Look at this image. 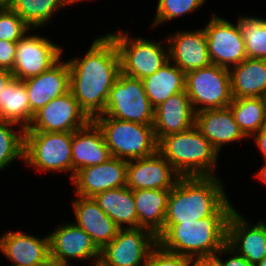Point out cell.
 Instances as JSON below:
<instances>
[{
  "label": "cell",
  "mask_w": 266,
  "mask_h": 266,
  "mask_svg": "<svg viewBox=\"0 0 266 266\" xmlns=\"http://www.w3.org/2000/svg\"><path fill=\"white\" fill-rule=\"evenodd\" d=\"M235 122L248 138L266 125L265 107L262 97L233 98L228 106Z\"/></svg>",
  "instance_id": "cell-30"
},
{
  "label": "cell",
  "mask_w": 266,
  "mask_h": 266,
  "mask_svg": "<svg viewBox=\"0 0 266 266\" xmlns=\"http://www.w3.org/2000/svg\"><path fill=\"white\" fill-rule=\"evenodd\" d=\"M185 92L195 112L227 108L233 99L230 71L228 68L212 63L206 67L188 71Z\"/></svg>",
  "instance_id": "cell-7"
},
{
  "label": "cell",
  "mask_w": 266,
  "mask_h": 266,
  "mask_svg": "<svg viewBox=\"0 0 266 266\" xmlns=\"http://www.w3.org/2000/svg\"><path fill=\"white\" fill-rule=\"evenodd\" d=\"M229 71L233 98L262 97L266 94V60L247 57Z\"/></svg>",
  "instance_id": "cell-25"
},
{
  "label": "cell",
  "mask_w": 266,
  "mask_h": 266,
  "mask_svg": "<svg viewBox=\"0 0 266 266\" xmlns=\"http://www.w3.org/2000/svg\"><path fill=\"white\" fill-rule=\"evenodd\" d=\"M12 78H13L12 71L0 68V93Z\"/></svg>",
  "instance_id": "cell-41"
},
{
  "label": "cell",
  "mask_w": 266,
  "mask_h": 266,
  "mask_svg": "<svg viewBox=\"0 0 266 266\" xmlns=\"http://www.w3.org/2000/svg\"><path fill=\"white\" fill-rule=\"evenodd\" d=\"M50 260L59 263H69L68 259H95L94 265L100 261V249L91 237L75 223L59 225L55 231L48 234Z\"/></svg>",
  "instance_id": "cell-14"
},
{
  "label": "cell",
  "mask_w": 266,
  "mask_h": 266,
  "mask_svg": "<svg viewBox=\"0 0 266 266\" xmlns=\"http://www.w3.org/2000/svg\"><path fill=\"white\" fill-rule=\"evenodd\" d=\"M230 215H211L181 224H164L157 236L166 251L196 258H213L226 245Z\"/></svg>",
  "instance_id": "cell-3"
},
{
  "label": "cell",
  "mask_w": 266,
  "mask_h": 266,
  "mask_svg": "<svg viewBox=\"0 0 266 266\" xmlns=\"http://www.w3.org/2000/svg\"><path fill=\"white\" fill-rule=\"evenodd\" d=\"M127 163L111 157L101 164L78 170L71 180L77 196L95 197L104 191L126 186Z\"/></svg>",
  "instance_id": "cell-15"
},
{
  "label": "cell",
  "mask_w": 266,
  "mask_h": 266,
  "mask_svg": "<svg viewBox=\"0 0 266 266\" xmlns=\"http://www.w3.org/2000/svg\"><path fill=\"white\" fill-rule=\"evenodd\" d=\"M195 125L218 153L225 144L247 138L229 107L196 112Z\"/></svg>",
  "instance_id": "cell-24"
},
{
  "label": "cell",
  "mask_w": 266,
  "mask_h": 266,
  "mask_svg": "<svg viewBox=\"0 0 266 266\" xmlns=\"http://www.w3.org/2000/svg\"><path fill=\"white\" fill-rule=\"evenodd\" d=\"M10 0H0V5L7 4Z\"/></svg>",
  "instance_id": "cell-47"
},
{
  "label": "cell",
  "mask_w": 266,
  "mask_h": 266,
  "mask_svg": "<svg viewBox=\"0 0 266 266\" xmlns=\"http://www.w3.org/2000/svg\"><path fill=\"white\" fill-rule=\"evenodd\" d=\"M91 119L79 107L73 93L52 99L34 113L25 131L74 132L85 127Z\"/></svg>",
  "instance_id": "cell-12"
},
{
  "label": "cell",
  "mask_w": 266,
  "mask_h": 266,
  "mask_svg": "<svg viewBox=\"0 0 266 266\" xmlns=\"http://www.w3.org/2000/svg\"><path fill=\"white\" fill-rule=\"evenodd\" d=\"M111 157L101 130L92 120L85 127L73 132L72 179L78 170L101 164Z\"/></svg>",
  "instance_id": "cell-23"
},
{
  "label": "cell",
  "mask_w": 266,
  "mask_h": 266,
  "mask_svg": "<svg viewBox=\"0 0 266 266\" xmlns=\"http://www.w3.org/2000/svg\"><path fill=\"white\" fill-rule=\"evenodd\" d=\"M191 257L172 253L157 244L150 252L145 266H190Z\"/></svg>",
  "instance_id": "cell-36"
},
{
  "label": "cell",
  "mask_w": 266,
  "mask_h": 266,
  "mask_svg": "<svg viewBox=\"0 0 266 266\" xmlns=\"http://www.w3.org/2000/svg\"><path fill=\"white\" fill-rule=\"evenodd\" d=\"M42 266H69V264H67V263H59V262H55L53 260H49L46 264H44Z\"/></svg>",
  "instance_id": "cell-43"
},
{
  "label": "cell",
  "mask_w": 266,
  "mask_h": 266,
  "mask_svg": "<svg viewBox=\"0 0 266 266\" xmlns=\"http://www.w3.org/2000/svg\"><path fill=\"white\" fill-rule=\"evenodd\" d=\"M212 64L230 69L247 58L240 27L214 13L204 28Z\"/></svg>",
  "instance_id": "cell-11"
},
{
  "label": "cell",
  "mask_w": 266,
  "mask_h": 266,
  "mask_svg": "<svg viewBox=\"0 0 266 266\" xmlns=\"http://www.w3.org/2000/svg\"><path fill=\"white\" fill-rule=\"evenodd\" d=\"M251 138L254 139L256 146L264 157L263 159L266 160V125L252 135Z\"/></svg>",
  "instance_id": "cell-39"
},
{
  "label": "cell",
  "mask_w": 266,
  "mask_h": 266,
  "mask_svg": "<svg viewBox=\"0 0 266 266\" xmlns=\"http://www.w3.org/2000/svg\"><path fill=\"white\" fill-rule=\"evenodd\" d=\"M205 0H158L157 10L152 26L174 20L186 13L202 7Z\"/></svg>",
  "instance_id": "cell-34"
},
{
  "label": "cell",
  "mask_w": 266,
  "mask_h": 266,
  "mask_svg": "<svg viewBox=\"0 0 266 266\" xmlns=\"http://www.w3.org/2000/svg\"><path fill=\"white\" fill-rule=\"evenodd\" d=\"M169 60L183 72L200 69L211 64L204 29L179 31L168 37Z\"/></svg>",
  "instance_id": "cell-18"
},
{
  "label": "cell",
  "mask_w": 266,
  "mask_h": 266,
  "mask_svg": "<svg viewBox=\"0 0 266 266\" xmlns=\"http://www.w3.org/2000/svg\"><path fill=\"white\" fill-rule=\"evenodd\" d=\"M219 253V254H218ZM222 253H226L229 255H233L232 257L230 256L229 259L223 261L221 260V255ZM235 254V255H234ZM220 266H255L254 264H251L246 258H244L242 255H239L238 253L234 252L227 244L224 245L213 257Z\"/></svg>",
  "instance_id": "cell-38"
},
{
  "label": "cell",
  "mask_w": 266,
  "mask_h": 266,
  "mask_svg": "<svg viewBox=\"0 0 266 266\" xmlns=\"http://www.w3.org/2000/svg\"><path fill=\"white\" fill-rule=\"evenodd\" d=\"M116 43L120 55L121 73L144 78L157 72L169 61V50L159 42L143 38H132L127 32L109 33Z\"/></svg>",
  "instance_id": "cell-9"
},
{
  "label": "cell",
  "mask_w": 266,
  "mask_h": 266,
  "mask_svg": "<svg viewBox=\"0 0 266 266\" xmlns=\"http://www.w3.org/2000/svg\"><path fill=\"white\" fill-rule=\"evenodd\" d=\"M30 102V110L36 113L52 99L70 91L68 62L59 60L47 71L23 80Z\"/></svg>",
  "instance_id": "cell-20"
},
{
  "label": "cell",
  "mask_w": 266,
  "mask_h": 266,
  "mask_svg": "<svg viewBox=\"0 0 266 266\" xmlns=\"http://www.w3.org/2000/svg\"><path fill=\"white\" fill-rule=\"evenodd\" d=\"M248 58L266 60V19L241 16L238 19Z\"/></svg>",
  "instance_id": "cell-32"
},
{
  "label": "cell",
  "mask_w": 266,
  "mask_h": 266,
  "mask_svg": "<svg viewBox=\"0 0 266 266\" xmlns=\"http://www.w3.org/2000/svg\"><path fill=\"white\" fill-rule=\"evenodd\" d=\"M73 206L75 224L91 237L100 250L116 237L120 228L100 209L93 197L78 196Z\"/></svg>",
  "instance_id": "cell-22"
},
{
  "label": "cell",
  "mask_w": 266,
  "mask_h": 266,
  "mask_svg": "<svg viewBox=\"0 0 266 266\" xmlns=\"http://www.w3.org/2000/svg\"><path fill=\"white\" fill-rule=\"evenodd\" d=\"M157 152L180 177H210L216 170L218 152L196 125L188 130L161 137Z\"/></svg>",
  "instance_id": "cell-4"
},
{
  "label": "cell",
  "mask_w": 266,
  "mask_h": 266,
  "mask_svg": "<svg viewBox=\"0 0 266 266\" xmlns=\"http://www.w3.org/2000/svg\"><path fill=\"white\" fill-rule=\"evenodd\" d=\"M33 116L24 82L13 77L0 93V120L27 129Z\"/></svg>",
  "instance_id": "cell-29"
},
{
  "label": "cell",
  "mask_w": 266,
  "mask_h": 266,
  "mask_svg": "<svg viewBox=\"0 0 266 266\" xmlns=\"http://www.w3.org/2000/svg\"><path fill=\"white\" fill-rule=\"evenodd\" d=\"M61 54L62 48L48 38L26 34L17 42L13 77L23 81L37 76L55 65Z\"/></svg>",
  "instance_id": "cell-13"
},
{
  "label": "cell",
  "mask_w": 266,
  "mask_h": 266,
  "mask_svg": "<svg viewBox=\"0 0 266 266\" xmlns=\"http://www.w3.org/2000/svg\"><path fill=\"white\" fill-rule=\"evenodd\" d=\"M157 237L144 228H120L116 237L100 250V266H145Z\"/></svg>",
  "instance_id": "cell-10"
},
{
  "label": "cell",
  "mask_w": 266,
  "mask_h": 266,
  "mask_svg": "<svg viewBox=\"0 0 266 266\" xmlns=\"http://www.w3.org/2000/svg\"><path fill=\"white\" fill-rule=\"evenodd\" d=\"M174 177V178H173ZM173 167L158 152L127 163L126 186L134 190H171L179 179Z\"/></svg>",
  "instance_id": "cell-17"
},
{
  "label": "cell",
  "mask_w": 266,
  "mask_h": 266,
  "mask_svg": "<svg viewBox=\"0 0 266 266\" xmlns=\"http://www.w3.org/2000/svg\"><path fill=\"white\" fill-rule=\"evenodd\" d=\"M16 51L17 42L0 40V68L13 70Z\"/></svg>",
  "instance_id": "cell-37"
},
{
  "label": "cell",
  "mask_w": 266,
  "mask_h": 266,
  "mask_svg": "<svg viewBox=\"0 0 266 266\" xmlns=\"http://www.w3.org/2000/svg\"><path fill=\"white\" fill-rule=\"evenodd\" d=\"M31 28L7 4L0 5V40L18 42Z\"/></svg>",
  "instance_id": "cell-35"
},
{
  "label": "cell",
  "mask_w": 266,
  "mask_h": 266,
  "mask_svg": "<svg viewBox=\"0 0 266 266\" xmlns=\"http://www.w3.org/2000/svg\"><path fill=\"white\" fill-rule=\"evenodd\" d=\"M73 132L25 131L24 163L44 171H71Z\"/></svg>",
  "instance_id": "cell-6"
},
{
  "label": "cell",
  "mask_w": 266,
  "mask_h": 266,
  "mask_svg": "<svg viewBox=\"0 0 266 266\" xmlns=\"http://www.w3.org/2000/svg\"><path fill=\"white\" fill-rule=\"evenodd\" d=\"M263 102H264V107H265V114H266V94L262 96Z\"/></svg>",
  "instance_id": "cell-45"
},
{
  "label": "cell",
  "mask_w": 266,
  "mask_h": 266,
  "mask_svg": "<svg viewBox=\"0 0 266 266\" xmlns=\"http://www.w3.org/2000/svg\"><path fill=\"white\" fill-rule=\"evenodd\" d=\"M92 121L101 130L112 157L130 161L157 152L158 141L153 125L115 119L103 114L94 117Z\"/></svg>",
  "instance_id": "cell-5"
},
{
  "label": "cell",
  "mask_w": 266,
  "mask_h": 266,
  "mask_svg": "<svg viewBox=\"0 0 266 266\" xmlns=\"http://www.w3.org/2000/svg\"><path fill=\"white\" fill-rule=\"evenodd\" d=\"M93 198L119 228H124L125 224L127 228H138L133 191L127 186L104 191Z\"/></svg>",
  "instance_id": "cell-27"
},
{
  "label": "cell",
  "mask_w": 266,
  "mask_h": 266,
  "mask_svg": "<svg viewBox=\"0 0 266 266\" xmlns=\"http://www.w3.org/2000/svg\"><path fill=\"white\" fill-rule=\"evenodd\" d=\"M19 126L21 131L12 129ZM25 129L13 122L0 120V170L17 158L24 161Z\"/></svg>",
  "instance_id": "cell-33"
},
{
  "label": "cell",
  "mask_w": 266,
  "mask_h": 266,
  "mask_svg": "<svg viewBox=\"0 0 266 266\" xmlns=\"http://www.w3.org/2000/svg\"><path fill=\"white\" fill-rule=\"evenodd\" d=\"M7 5L35 29L48 23L55 11L70 4L69 0H10Z\"/></svg>",
  "instance_id": "cell-31"
},
{
  "label": "cell",
  "mask_w": 266,
  "mask_h": 266,
  "mask_svg": "<svg viewBox=\"0 0 266 266\" xmlns=\"http://www.w3.org/2000/svg\"><path fill=\"white\" fill-rule=\"evenodd\" d=\"M258 177L264 184H266V160H264L263 167L260 168V171L255 174V177Z\"/></svg>",
  "instance_id": "cell-42"
},
{
  "label": "cell",
  "mask_w": 266,
  "mask_h": 266,
  "mask_svg": "<svg viewBox=\"0 0 266 266\" xmlns=\"http://www.w3.org/2000/svg\"><path fill=\"white\" fill-rule=\"evenodd\" d=\"M171 190H134L138 227L151 231L156 237L163 231L167 201Z\"/></svg>",
  "instance_id": "cell-26"
},
{
  "label": "cell",
  "mask_w": 266,
  "mask_h": 266,
  "mask_svg": "<svg viewBox=\"0 0 266 266\" xmlns=\"http://www.w3.org/2000/svg\"><path fill=\"white\" fill-rule=\"evenodd\" d=\"M217 176L179 177L170 191L164 224H181L211 215H230L234 207Z\"/></svg>",
  "instance_id": "cell-2"
},
{
  "label": "cell",
  "mask_w": 266,
  "mask_h": 266,
  "mask_svg": "<svg viewBox=\"0 0 266 266\" xmlns=\"http://www.w3.org/2000/svg\"><path fill=\"white\" fill-rule=\"evenodd\" d=\"M67 62L70 91L92 120L104 112L109 91L121 72L116 43L109 34L102 35L93 40L83 58H72Z\"/></svg>",
  "instance_id": "cell-1"
},
{
  "label": "cell",
  "mask_w": 266,
  "mask_h": 266,
  "mask_svg": "<svg viewBox=\"0 0 266 266\" xmlns=\"http://www.w3.org/2000/svg\"><path fill=\"white\" fill-rule=\"evenodd\" d=\"M196 112L185 91L170 96L154 109L153 129L157 141L195 125Z\"/></svg>",
  "instance_id": "cell-21"
},
{
  "label": "cell",
  "mask_w": 266,
  "mask_h": 266,
  "mask_svg": "<svg viewBox=\"0 0 266 266\" xmlns=\"http://www.w3.org/2000/svg\"><path fill=\"white\" fill-rule=\"evenodd\" d=\"M0 251L14 263L11 266H42L50 260L49 236L6 232L0 238Z\"/></svg>",
  "instance_id": "cell-19"
},
{
  "label": "cell",
  "mask_w": 266,
  "mask_h": 266,
  "mask_svg": "<svg viewBox=\"0 0 266 266\" xmlns=\"http://www.w3.org/2000/svg\"><path fill=\"white\" fill-rule=\"evenodd\" d=\"M255 266H266V256Z\"/></svg>",
  "instance_id": "cell-44"
},
{
  "label": "cell",
  "mask_w": 266,
  "mask_h": 266,
  "mask_svg": "<svg viewBox=\"0 0 266 266\" xmlns=\"http://www.w3.org/2000/svg\"><path fill=\"white\" fill-rule=\"evenodd\" d=\"M234 208L227 222L226 244L251 264H258L266 256V223L253 226Z\"/></svg>",
  "instance_id": "cell-16"
},
{
  "label": "cell",
  "mask_w": 266,
  "mask_h": 266,
  "mask_svg": "<svg viewBox=\"0 0 266 266\" xmlns=\"http://www.w3.org/2000/svg\"><path fill=\"white\" fill-rule=\"evenodd\" d=\"M105 116L153 125L154 108L151 105L142 80L119 73L117 80L109 91Z\"/></svg>",
  "instance_id": "cell-8"
},
{
  "label": "cell",
  "mask_w": 266,
  "mask_h": 266,
  "mask_svg": "<svg viewBox=\"0 0 266 266\" xmlns=\"http://www.w3.org/2000/svg\"><path fill=\"white\" fill-rule=\"evenodd\" d=\"M190 266H220L214 258L192 259Z\"/></svg>",
  "instance_id": "cell-40"
},
{
  "label": "cell",
  "mask_w": 266,
  "mask_h": 266,
  "mask_svg": "<svg viewBox=\"0 0 266 266\" xmlns=\"http://www.w3.org/2000/svg\"><path fill=\"white\" fill-rule=\"evenodd\" d=\"M79 1H81V0H69V4H73V3H77V2H79ZM83 1V0H82ZM87 1V0H86Z\"/></svg>",
  "instance_id": "cell-46"
},
{
  "label": "cell",
  "mask_w": 266,
  "mask_h": 266,
  "mask_svg": "<svg viewBox=\"0 0 266 266\" xmlns=\"http://www.w3.org/2000/svg\"><path fill=\"white\" fill-rule=\"evenodd\" d=\"M172 64L169 60L157 72L142 80L154 109L170 96L185 91L186 73Z\"/></svg>",
  "instance_id": "cell-28"
}]
</instances>
